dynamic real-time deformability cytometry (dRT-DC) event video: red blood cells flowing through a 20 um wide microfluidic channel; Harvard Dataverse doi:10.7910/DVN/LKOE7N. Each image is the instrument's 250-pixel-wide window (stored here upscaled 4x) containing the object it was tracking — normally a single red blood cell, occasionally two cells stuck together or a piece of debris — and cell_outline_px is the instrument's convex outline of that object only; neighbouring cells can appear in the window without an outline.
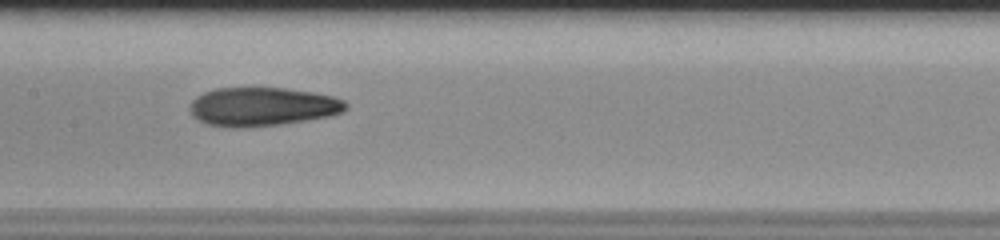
{"species": "human", "species_latin": "Homo sapiens", "temperature_condition": "room temperature", "stored_images_in_passage": 15, "camera_frame_rate_fps": 3000, "um_per_image_px": 0.085, "donor": {"sex": "male"}, "frame": {"image": 1, "passage_image": 13, "time_ms": 4.0, "image_size_px": [1000, 240], "cell_outline_px": [[348, 108], [344, 112], [328, 116], [280, 124], [244, 128], [228, 128], [204, 124], [192, 116], [188, 108], [192, 100], [196, 96], [204, 92], [216, 88], [284, 88], [312, 92], [332, 96], [344, 100], [348, 104]], "centroid_in_image_um": [22.25, 9.08], "position_along_channel_um": 185.1, "area_um2": 35.49}}